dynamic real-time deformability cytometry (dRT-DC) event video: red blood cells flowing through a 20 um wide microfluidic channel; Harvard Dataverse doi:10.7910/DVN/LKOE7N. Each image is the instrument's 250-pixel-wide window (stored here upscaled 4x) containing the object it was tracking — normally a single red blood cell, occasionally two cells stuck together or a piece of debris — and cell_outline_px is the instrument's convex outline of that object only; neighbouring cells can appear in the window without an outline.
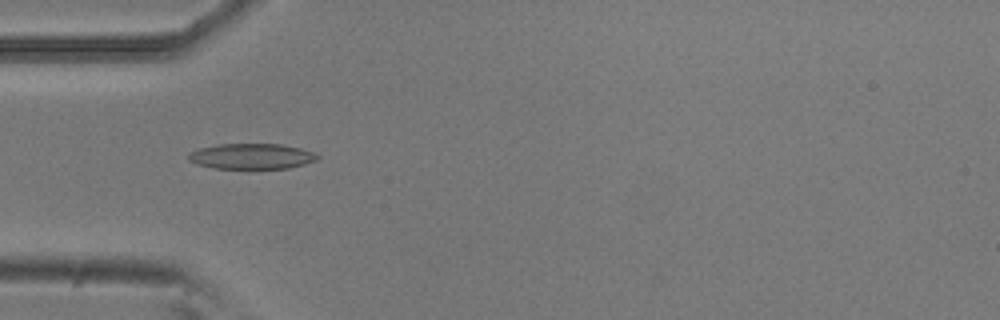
{"species": "common noctule bat (a hibernating species)", "species_latin": "Nyctalus noctula", "temperature_condition": "room temperature", "stored_images_in_passage": 5, "camera_frame_rate_fps": 3000, "um_per_image_px": 0.085, "animal": {"sex": "male", "body_mass_g": 20.5, "forearm_length_mm": 52.5}, "frame": {"image": 1, "passage_image": 4, "time_ms": 1.0, "image_size_px": [1000, 320], "cell_outline_px": [[320, 156], [316, 160], [304, 164], [288, 168], [216, 168], [200, 164], [188, 160], [188, 152], [200, 148], [220, 144], [280, 144], [300, 148], [316, 152]], "centroid_in_image_um": [21.42, 13.27], "position_along_channel_um": 63.6, "area_um2": 19.02}}
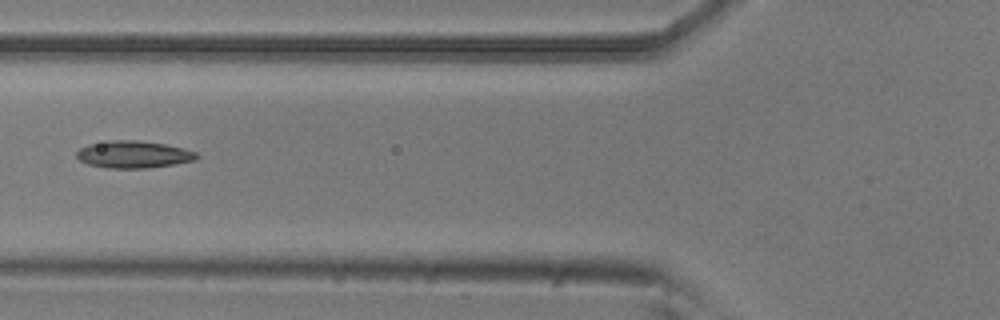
{"frame": {"image": 2, "passage_image": 5, "time_ms": 1.333, "image_size_px": [1000, 320], "cell_outline_px": [[200, 156], [196, 160], [148, 168], [108, 168], [88, 164], [80, 160], [76, 156], [76, 152], [80, 148], [88, 144], [108, 140], [136, 140], [164, 144], [196, 152]], "centroid_in_image_um": [11.32, 13.12], "position_along_channel_um": 114.5, "area_um2": 18.9}}